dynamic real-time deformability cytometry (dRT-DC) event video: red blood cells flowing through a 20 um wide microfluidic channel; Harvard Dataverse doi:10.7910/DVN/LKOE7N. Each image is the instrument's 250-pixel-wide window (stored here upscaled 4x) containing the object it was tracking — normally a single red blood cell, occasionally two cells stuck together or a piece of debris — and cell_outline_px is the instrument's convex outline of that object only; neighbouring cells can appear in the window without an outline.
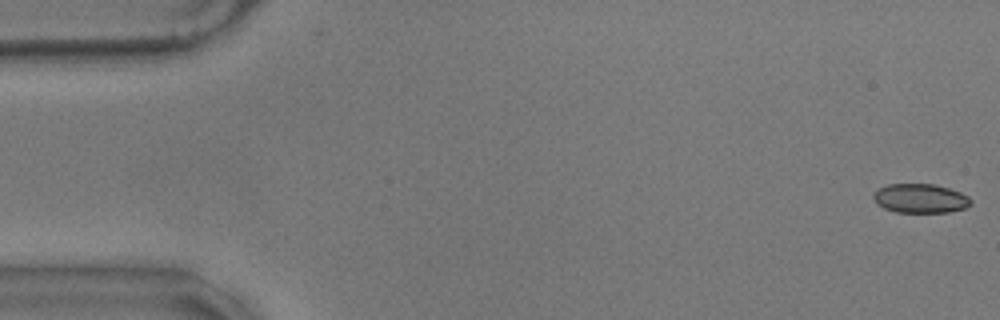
{"species": "common noctule bat (a hibernating species)", "species_latin": "Nyctalus noctula", "temperature_condition": "warm", "stored_images_in_passage": 57, "camera_frame_rate_fps": 3000, "um_per_image_px": 0.085, "animal": {"sex": "male", "body_mass_g": 17.9}, "frame": {"image": 1, "passage_image": 1, "time_ms": 0.0, "image_size_px": [1000, 320], "cell_outline_px": [[972, 204], [964, 208], [948, 212], [896, 212], [884, 208], [876, 204], [872, 196], [880, 188], [888, 184], [936, 184], [960, 192], [968, 196], [972, 200]], "centroid_in_image_um": [78.24, 16.86], "position_along_channel_um": 6.8, "area_um2": 16.53}}
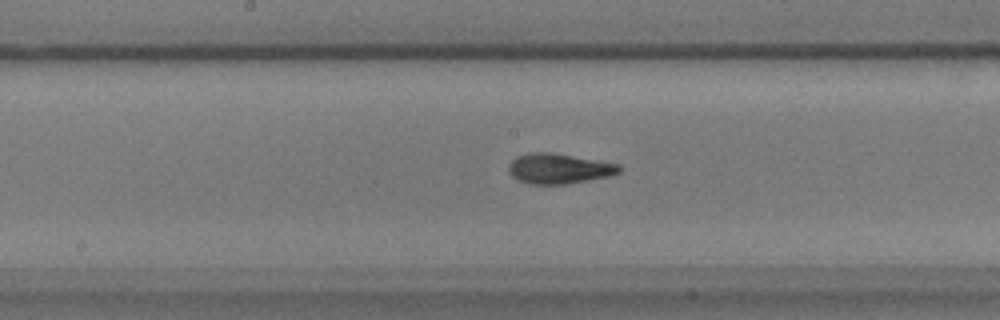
{"frame": {"image": 2, "passage_image": 29, "time_ms": 9.333, "image_size_px": [1000, 320], "cell_outline_px": [[620, 172], [612, 176], [564, 184], [532, 184], [520, 180], [512, 176], [508, 172], [508, 164], [516, 156], [528, 152], [552, 152], [600, 160], [620, 164]], "centroid_in_image_um": [47.51, 14.31], "position_along_channel_um": 200.7, "area_um2": 19.65}}
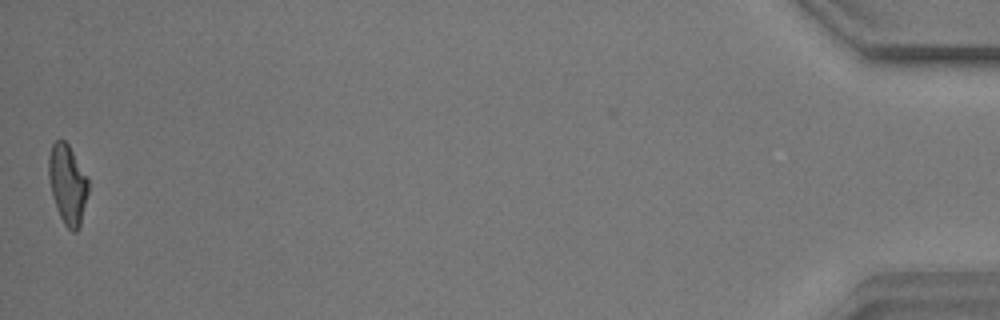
{"frame": {"image": 3, "passage_image": 57, "time_ms": 18.667, "image_size_px": [1000, 320], "cell_outline_px": [[88, 192], [80, 228], [76, 232], [72, 232], [64, 224], [60, 216], [52, 196], [48, 176], [48, 156], [52, 144], [56, 140], [64, 140], [68, 144], [88, 176]], "centroid_in_image_um": [5.75, 15.66], "position_along_channel_um": 429.5, "area_um2": 18.55}, "authors_computed_cell_mechanics": {"area_um2": 18.785, "velocity_mm_per_s": 3.5056, "shape_relaxation_time_tau1_ms": 4.2853, "shape_relaxation_time_tau2_ms": 2.7693, "deformation_change_tau1": 0.1715, "deformation_change_tau2": 0.1063}}